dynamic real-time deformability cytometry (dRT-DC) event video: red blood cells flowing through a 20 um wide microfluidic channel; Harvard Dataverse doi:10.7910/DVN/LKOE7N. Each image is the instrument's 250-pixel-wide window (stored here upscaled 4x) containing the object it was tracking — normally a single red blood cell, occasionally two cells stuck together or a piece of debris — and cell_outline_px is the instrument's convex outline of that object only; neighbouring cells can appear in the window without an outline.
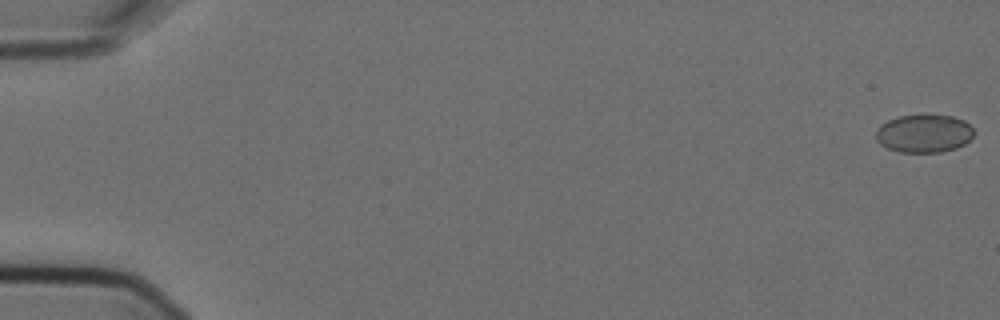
{"species": "Egyptian fruit bat (a non-hibernating species)", "species_latin": "Rousettus aegyptiacus", "temperature_condition": "cold", "stored_images_in_passage": 5, "camera_frame_rate_fps": 3000, "um_per_image_px": 0.085, "animal": {"sex": "female"}, "frame": {"image": 1, "passage_image": 1, "time_ms": 0.0, "image_size_px": [1000, 320], "cell_outline_px": [[972, 140], [956, 148], [940, 152], [900, 152], [888, 148], [880, 144], [876, 140], [876, 128], [880, 124], [888, 120], [900, 116], [924, 112], [952, 116], [964, 120], [972, 128]], "centroid_in_image_um": [78.52, 11.31], "position_along_channel_um": 6.5, "area_um2": 22.31}}
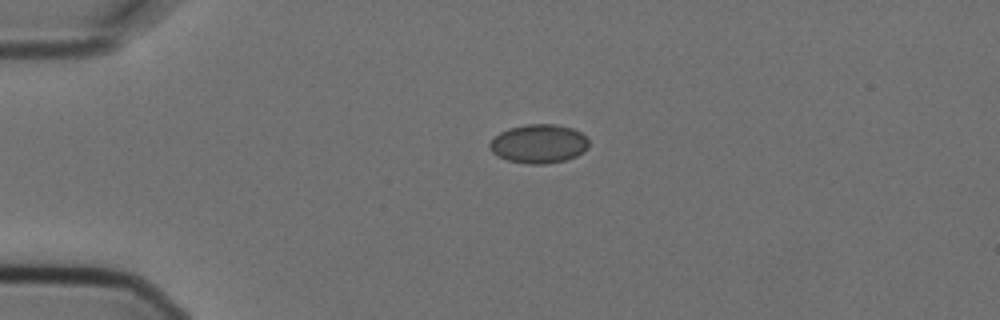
{"frame": {"image": 2, "passage_image": 4, "time_ms": 1.0, "image_size_px": [1000, 320], "cell_outline_px": [[588, 148], [576, 156], [564, 160], [544, 164], [528, 164], [508, 160], [496, 156], [488, 148], [488, 144], [500, 132], [508, 128], [528, 124], [556, 124], [572, 128], [580, 132], [588, 140]], "centroid_in_image_um": [45.77, 12.22], "position_along_channel_um": 39.2, "area_um2": 22.43}}